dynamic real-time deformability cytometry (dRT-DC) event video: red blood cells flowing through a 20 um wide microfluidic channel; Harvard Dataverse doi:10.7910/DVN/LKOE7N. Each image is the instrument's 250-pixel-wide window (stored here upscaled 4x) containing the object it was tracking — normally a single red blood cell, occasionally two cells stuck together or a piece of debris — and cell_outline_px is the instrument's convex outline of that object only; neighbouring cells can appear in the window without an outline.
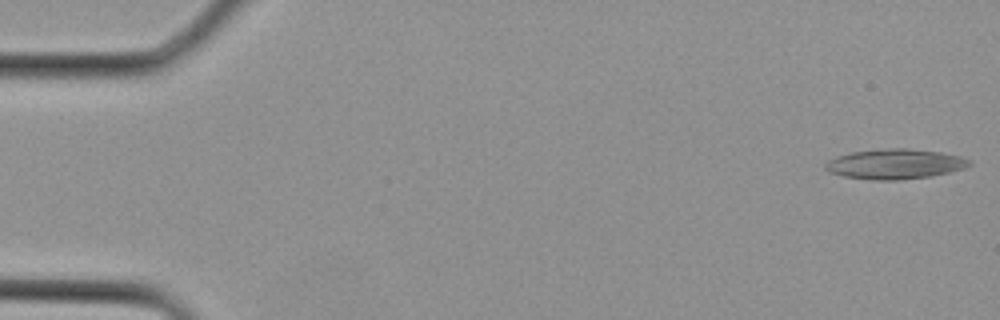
{"species": "Egyptian fruit bat (a non-hibernating species)", "species_latin": "Rousettus aegyptiacus", "temperature_condition": "cold", "stored_images_in_passage": 3, "camera_frame_rate_fps": 3000, "um_per_image_px": 0.085, "animal": {"sex": "female"}, "frame": {"image": 1, "passage_image": 1, "time_ms": 0.0, "image_size_px": [1000, 320], "cell_outline_px": [[972, 164], [964, 168], [932, 176], [896, 180], [872, 180], [844, 176], [828, 172], [824, 168], [824, 164], [828, 160], [836, 156], [852, 152], [892, 148], [908, 148], [940, 152], [960, 156], [972, 160]], "centroid_in_image_um": [76.07, 13.94], "position_along_channel_um": 8.9, "area_um2": 25.2}}